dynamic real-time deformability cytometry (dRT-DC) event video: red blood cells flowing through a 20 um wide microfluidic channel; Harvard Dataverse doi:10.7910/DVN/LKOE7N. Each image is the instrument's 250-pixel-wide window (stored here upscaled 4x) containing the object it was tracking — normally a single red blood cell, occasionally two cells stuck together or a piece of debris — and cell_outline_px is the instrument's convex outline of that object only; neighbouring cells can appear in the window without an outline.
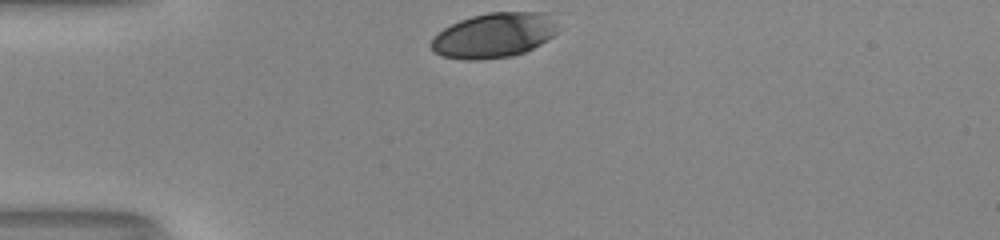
{"species": "human", "species_latin": "Homo sapiens", "temperature_condition": "room temperature", "stored_images_in_passage": 29, "camera_frame_rate_fps": 3000, "um_per_image_px": 0.085, "donor": {"sex": "male"}, "frame": {"image": 1, "passage_image": 1, "time_ms": 0.0, "image_size_px": [1000, 240], "cell_outline_px": [[556, 32], [552, 36], [540, 44], [524, 52], [512, 56], [480, 60], [464, 60], [444, 56], [432, 52], [432, 40], [444, 28], [460, 20], [472, 16], [488, 12], [548, 12]], "centroid_in_image_um": [41.96, 3.01], "position_along_channel_um": 43.0, "area_um2": 32.71}}
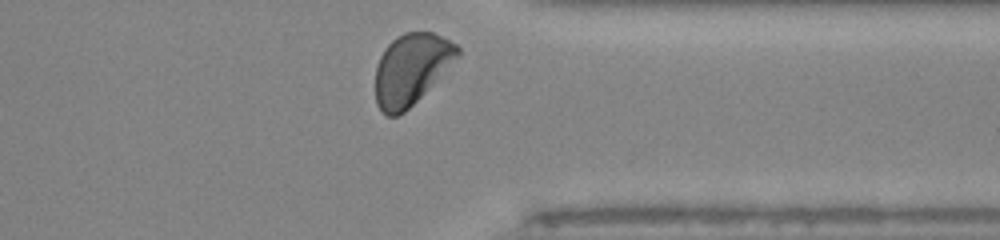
{"frame": {"image": 2, "passage_image": 29, "time_ms": 9.333, "image_size_px": [1000, 240], "cell_outline_px": [[460, 56], [404, 112], [396, 116], [388, 116], [380, 112], [376, 104], [376, 68], [380, 56], [388, 44], [396, 36], [404, 32], [432, 32], [456, 44], [460, 48]], "centroid_in_image_um": [34.94, 5.86], "position_along_channel_um": 376.5, "area_um2": 33.64}, "authors_computed_cell_mechanics": {"area_um2": 35.1424, "velocity_mm_per_s": 3.9515, "shape_relaxation_time_tau1_ms": 2.974, "shape_relaxation_time_tau2_ms": null, "deformation_change_tau1": 0.1516, "deformation_change_tau2": null}}